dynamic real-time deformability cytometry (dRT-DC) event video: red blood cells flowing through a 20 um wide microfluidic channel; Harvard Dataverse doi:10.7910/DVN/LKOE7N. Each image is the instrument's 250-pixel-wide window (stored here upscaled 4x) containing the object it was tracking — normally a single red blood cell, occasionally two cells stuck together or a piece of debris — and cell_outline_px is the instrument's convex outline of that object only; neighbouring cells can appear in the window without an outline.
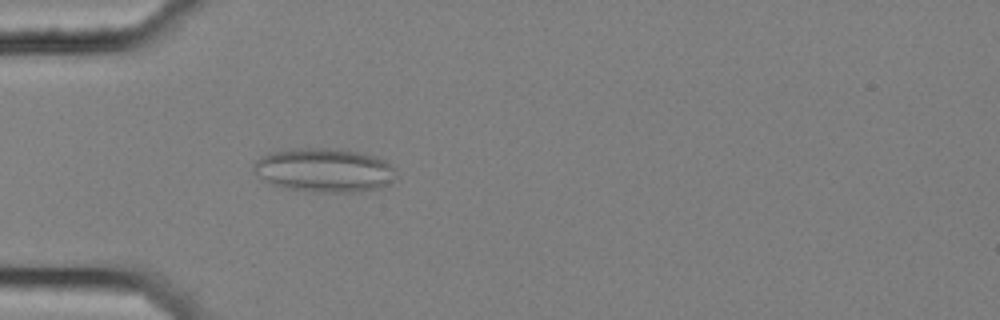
{"species": "common noctule bat (a hibernating species)", "species_latin": "Nyctalus noctula", "temperature_condition": "cold", "stored_images_in_passage": 57, "camera_frame_rate_fps": 3000, "um_per_image_px": 0.085, "animal": {"sex": "female", "body_mass_g": 25.1}, "frame": {"image": 1, "passage_image": 18, "time_ms": 5.667, "image_size_px": [1000, 320], "cell_outline_px": [[396, 176], [388, 184], [380, 188], [360, 192], [312, 192], [288, 188], [272, 184], [256, 176], [252, 168], [252, 164], [256, 160], [268, 152], [292, 148], [336, 148], [360, 152], [376, 156], [384, 160], [396, 168]], "centroid_in_image_um": [27.55, 14.46], "position_along_channel_um": 57.4, "area_um2": 36.99}}
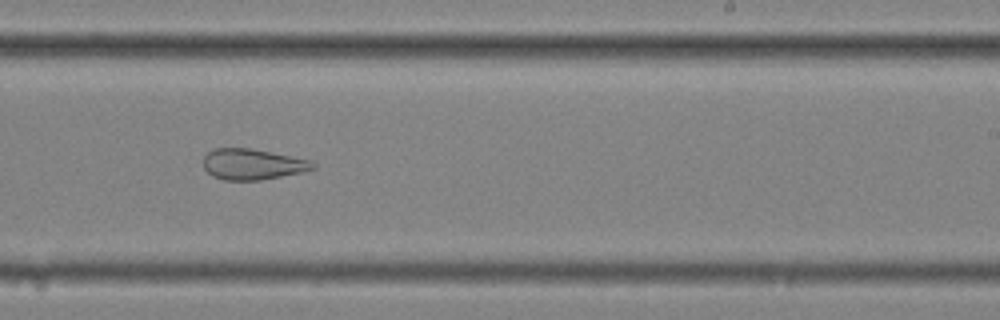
{"frame": {"image": 2, "passage_image": 36, "time_ms": 11.667, "image_size_px": [1000, 320], "cell_outline_px": [[316, 168], [300, 172], [260, 180], [224, 180], [212, 176], [204, 168], [204, 156], [208, 152], [216, 148], [252, 148], [312, 160], [316, 164]], "centroid_in_image_um": [21.47, 13.95], "position_along_channel_um": 267.5, "area_um2": 19.65}}
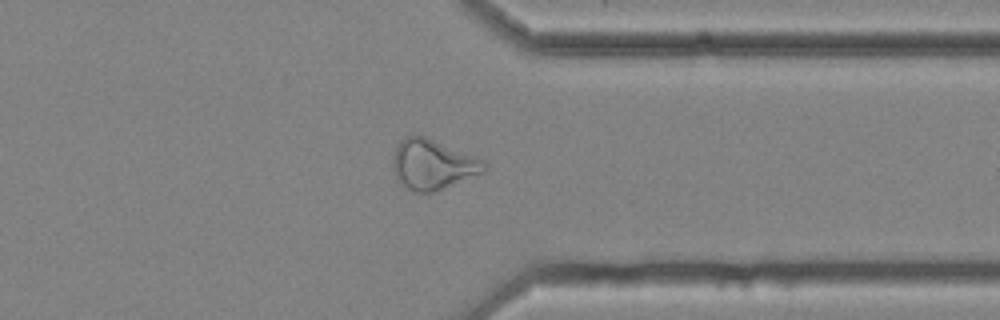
{"frame": {"image": 3, "passage_image": 45, "time_ms": 14.667, "image_size_px": [1000, 320], "cell_outline_px": [[488, 168], [484, 172], [432, 192], [412, 192], [396, 176], [392, 168], [392, 156], [400, 140], [404, 136], [424, 136], [476, 156], [484, 160], [488, 164]], "centroid_in_image_um": [36.79, 13.96], "position_along_channel_um": 374.6, "area_um2": 26.41}, "authors_computed_cell_mechanics": {"area_um2": 28.6688, "velocity_mm_per_s": 3.6036, "shape_relaxation_time_tau1_ms": null, "shape_relaxation_time_tau2_ms": 2.3737, "deformation_change_tau1": null, "deformation_change_tau2": 0.1102}}